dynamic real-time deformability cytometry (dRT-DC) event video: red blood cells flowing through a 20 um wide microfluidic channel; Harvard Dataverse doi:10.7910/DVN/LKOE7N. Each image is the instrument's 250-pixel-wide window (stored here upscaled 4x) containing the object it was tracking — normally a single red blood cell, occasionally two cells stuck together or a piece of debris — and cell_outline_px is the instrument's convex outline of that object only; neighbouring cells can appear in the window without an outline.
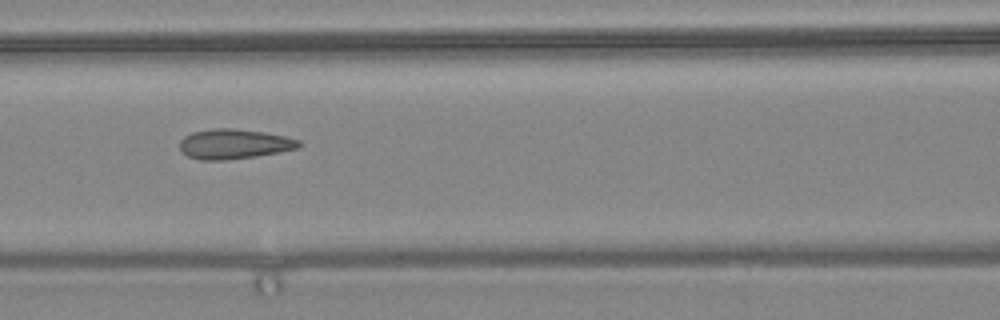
{"species": "common noctule bat (a hibernating species)", "species_latin": "Nyctalus noctula", "temperature_condition": "warm", "stored_images_in_passage": 9, "camera_frame_rate_fps": 3000, "um_per_image_px": 0.085, "animal": {"sex": "female", "body_mass_g": 24.6, "forearm_length_mm": 56.2}, "frame": {"image": 1, "passage_image": 6, "time_ms": 1.667, "image_size_px": [1000, 320], "cell_outline_px": [[300, 144], [296, 148], [256, 156], [224, 160], [200, 160], [188, 156], [180, 152], [180, 140], [184, 136], [192, 132], [216, 128], [232, 128], [264, 132], [284, 136], [300, 140]], "centroid_in_image_um": [19.83, 12.24], "position_along_channel_um": 146.8, "area_um2": 20.58}}
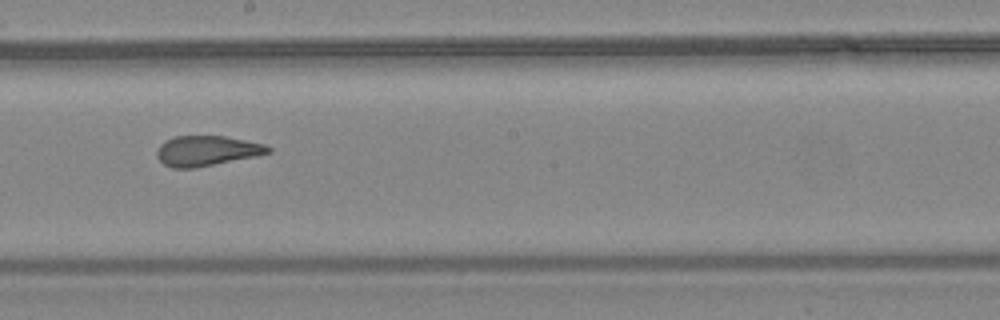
{"frame": {"image": 2, "passage_image": 8, "time_ms": 2.333, "image_size_px": [1000, 320], "cell_outline_px": [[272, 152], [256, 156], [196, 168], [172, 168], [164, 164], [156, 156], [156, 152], [160, 144], [176, 136], [224, 136], [264, 144], [272, 148]], "centroid_in_image_um": [17.58, 12.83], "position_along_channel_um": 230.6, "area_um2": 19.48}}
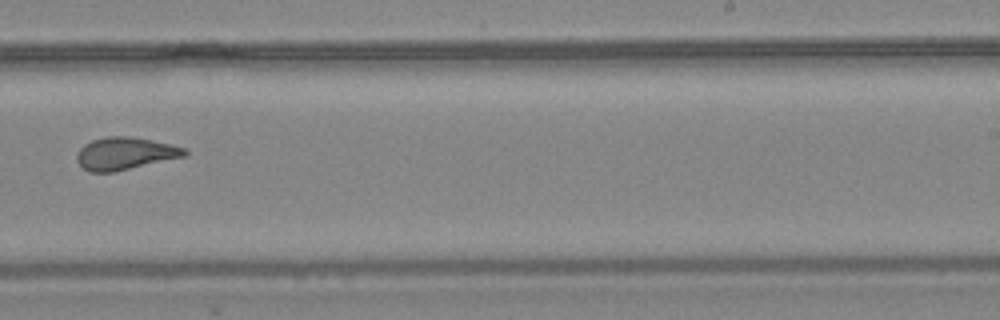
{"frame": {"image": 3, "passage_image": 9, "time_ms": 2.667, "image_size_px": [1000, 320], "cell_outline_px": [[188, 152], [184, 156], [112, 172], [88, 172], [76, 160], [76, 156], [80, 148], [84, 144], [92, 140], [104, 136], [128, 136], [152, 140], [172, 144], [184, 148]], "centroid_in_image_um": [10.59, 13.03], "position_along_channel_um": 278.4, "area_um2": 20.17}}